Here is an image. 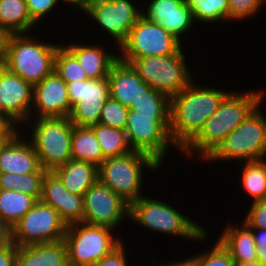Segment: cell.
Returning a JSON list of instances; mask_svg holds the SVG:
<instances>
[{
    "instance_id": "obj_1",
    "label": "cell",
    "mask_w": 266,
    "mask_h": 266,
    "mask_svg": "<svg viewBox=\"0 0 266 266\" xmlns=\"http://www.w3.org/2000/svg\"><path fill=\"white\" fill-rule=\"evenodd\" d=\"M259 90L231 91L204 123L199 133L181 150L184 157L191 159L199 153L198 156L205 162L225 137L234 131L258 105L263 104L266 92Z\"/></svg>"
},
{
    "instance_id": "obj_2",
    "label": "cell",
    "mask_w": 266,
    "mask_h": 266,
    "mask_svg": "<svg viewBox=\"0 0 266 266\" xmlns=\"http://www.w3.org/2000/svg\"><path fill=\"white\" fill-rule=\"evenodd\" d=\"M194 81L171 98L170 135L180 150L199 133L230 93Z\"/></svg>"
},
{
    "instance_id": "obj_3",
    "label": "cell",
    "mask_w": 266,
    "mask_h": 266,
    "mask_svg": "<svg viewBox=\"0 0 266 266\" xmlns=\"http://www.w3.org/2000/svg\"><path fill=\"white\" fill-rule=\"evenodd\" d=\"M129 220L161 235H175L194 242H204L209 235L207 229L181 213V210L151 196H142L130 205Z\"/></svg>"
},
{
    "instance_id": "obj_4",
    "label": "cell",
    "mask_w": 266,
    "mask_h": 266,
    "mask_svg": "<svg viewBox=\"0 0 266 266\" xmlns=\"http://www.w3.org/2000/svg\"><path fill=\"white\" fill-rule=\"evenodd\" d=\"M37 38V39H35ZM31 33L10 34L6 45L5 68L32 86L54 72L55 55L62 44L43 42Z\"/></svg>"
},
{
    "instance_id": "obj_5",
    "label": "cell",
    "mask_w": 266,
    "mask_h": 266,
    "mask_svg": "<svg viewBox=\"0 0 266 266\" xmlns=\"http://www.w3.org/2000/svg\"><path fill=\"white\" fill-rule=\"evenodd\" d=\"M23 127L24 131L27 130V139L37 152L41 167L47 172H53L72 159L71 137L74 124L69 117L30 118Z\"/></svg>"
},
{
    "instance_id": "obj_6",
    "label": "cell",
    "mask_w": 266,
    "mask_h": 266,
    "mask_svg": "<svg viewBox=\"0 0 266 266\" xmlns=\"http://www.w3.org/2000/svg\"><path fill=\"white\" fill-rule=\"evenodd\" d=\"M160 167L151 156L133 150L122 156L106 158L98 167V179L131 205L144 196L143 171L156 172Z\"/></svg>"
},
{
    "instance_id": "obj_7",
    "label": "cell",
    "mask_w": 266,
    "mask_h": 266,
    "mask_svg": "<svg viewBox=\"0 0 266 266\" xmlns=\"http://www.w3.org/2000/svg\"><path fill=\"white\" fill-rule=\"evenodd\" d=\"M258 105L244 121L205 160L255 161L266 159V117Z\"/></svg>"
},
{
    "instance_id": "obj_8",
    "label": "cell",
    "mask_w": 266,
    "mask_h": 266,
    "mask_svg": "<svg viewBox=\"0 0 266 266\" xmlns=\"http://www.w3.org/2000/svg\"><path fill=\"white\" fill-rule=\"evenodd\" d=\"M114 233L110 228L84 222L67 225L64 241L71 266H93L110 254L123 242Z\"/></svg>"
},
{
    "instance_id": "obj_9",
    "label": "cell",
    "mask_w": 266,
    "mask_h": 266,
    "mask_svg": "<svg viewBox=\"0 0 266 266\" xmlns=\"http://www.w3.org/2000/svg\"><path fill=\"white\" fill-rule=\"evenodd\" d=\"M184 48L176 54L137 58L130 64L151 88L172 98L195 79L186 62Z\"/></svg>"
},
{
    "instance_id": "obj_10",
    "label": "cell",
    "mask_w": 266,
    "mask_h": 266,
    "mask_svg": "<svg viewBox=\"0 0 266 266\" xmlns=\"http://www.w3.org/2000/svg\"><path fill=\"white\" fill-rule=\"evenodd\" d=\"M124 131L134 151L151 156L161 166L171 146L181 153L170 135V116L135 115L129 109Z\"/></svg>"
},
{
    "instance_id": "obj_11",
    "label": "cell",
    "mask_w": 266,
    "mask_h": 266,
    "mask_svg": "<svg viewBox=\"0 0 266 266\" xmlns=\"http://www.w3.org/2000/svg\"><path fill=\"white\" fill-rule=\"evenodd\" d=\"M184 45L158 23L143 16L132 27L126 40L120 45L118 58L127 63L148 56L176 54Z\"/></svg>"
},
{
    "instance_id": "obj_12",
    "label": "cell",
    "mask_w": 266,
    "mask_h": 266,
    "mask_svg": "<svg viewBox=\"0 0 266 266\" xmlns=\"http://www.w3.org/2000/svg\"><path fill=\"white\" fill-rule=\"evenodd\" d=\"M66 229V223L54 208L37 201L13 226L12 240L17 247L57 242L64 240Z\"/></svg>"
},
{
    "instance_id": "obj_13",
    "label": "cell",
    "mask_w": 266,
    "mask_h": 266,
    "mask_svg": "<svg viewBox=\"0 0 266 266\" xmlns=\"http://www.w3.org/2000/svg\"><path fill=\"white\" fill-rule=\"evenodd\" d=\"M141 6L131 0H95L84 14L113 39L111 41L116 44L113 46L116 49L126 40L132 27L142 17Z\"/></svg>"
},
{
    "instance_id": "obj_14",
    "label": "cell",
    "mask_w": 266,
    "mask_h": 266,
    "mask_svg": "<svg viewBox=\"0 0 266 266\" xmlns=\"http://www.w3.org/2000/svg\"><path fill=\"white\" fill-rule=\"evenodd\" d=\"M83 204L87 224L117 230L129 219L130 205L99 179L83 195Z\"/></svg>"
},
{
    "instance_id": "obj_15",
    "label": "cell",
    "mask_w": 266,
    "mask_h": 266,
    "mask_svg": "<svg viewBox=\"0 0 266 266\" xmlns=\"http://www.w3.org/2000/svg\"><path fill=\"white\" fill-rule=\"evenodd\" d=\"M67 88L72 107L71 122L78 127L98 124L102 107L109 98L107 78L67 83Z\"/></svg>"
},
{
    "instance_id": "obj_16",
    "label": "cell",
    "mask_w": 266,
    "mask_h": 266,
    "mask_svg": "<svg viewBox=\"0 0 266 266\" xmlns=\"http://www.w3.org/2000/svg\"><path fill=\"white\" fill-rule=\"evenodd\" d=\"M33 86L5 67L0 68V117H7L22 129L30 119Z\"/></svg>"
},
{
    "instance_id": "obj_17",
    "label": "cell",
    "mask_w": 266,
    "mask_h": 266,
    "mask_svg": "<svg viewBox=\"0 0 266 266\" xmlns=\"http://www.w3.org/2000/svg\"><path fill=\"white\" fill-rule=\"evenodd\" d=\"M71 110L67 84L55 71L33 86L30 118L69 117Z\"/></svg>"
},
{
    "instance_id": "obj_18",
    "label": "cell",
    "mask_w": 266,
    "mask_h": 266,
    "mask_svg": "<svg viewBox=\"0 0 266 266\" xmlns=\"http://www.w3.org/2000/svg\"><path fill=\"white\" fill-rule=\"evenodd\" d=\"M142 6V16L158 23L180 42L185 34L193 30L194 17L184 0H149Z\"/></svg>"
},
{
    "instance_id": "obj_19",
    "label": "cell",
    "mask_w": 266,
    "mask_h": 266,
    "mask_svg": "<svg viewBox=\"0 0 266 266\" xmlns=\"http://www.w3.org/2000/svg\"><path fill=\"white\" fill-rule=\"evenodd\" d=\"M40 201L54 208L66 225L83 221V196L68 191L53 172L43 178Z\"/></svg>"
},
{
    "instance_id": "obj_20",
    "label": "cell",
    "mask_w": 266,
    "mask_h": 266,
    "mask_svg": "<svg viewBox=\"0 0 266 266\" xmlns=\"http://www.w3.org/2000/svg\"><path fill=\"white\" fill-rule=\"evenodd\" d=\"M23 132V129H19L3 145L0 151V173L30 174L41 168L37 152Z\"/></svg>"
},
{
    "instance_id": "obj_21",
    "label": "cell",
    "mask_w": 266,
    "mask_h": 266,
    "mask_svg": "<svg viewBox=\"0 0 266 266\" xmlns=\"http://www.w3.org/2000/svg\"><path fill=\"white\" fill-rule=\"evenodd\" d=\"M107 80L109 97L127 108L151 88L130 63L119 58L112 64Z\"/></svg>"
},
{
    "instance_id": "obj_22",
    "label": "cell",
    "mask_w": 266,
    "mask_h": 266,
    "mask_svg": "<svg viewBox=\"0 0 266 266\" xmlns=\"http://www.w3.org/2000/svg\"><path fill=\"white\" fill-rule=\"evenodd\" d=\"M92 44L72 41L64 46L77 58L88 79L107 78L118 54L113 52L114 49L106 51L104 45Z\"/></svg>"
},
{
    "instance_id": "obj_23",
    "label": "cell",
    "mask_w": 266,
    "mask_h": 266,
    "mask_svg": "<svg viewBox=\"0 0 266 266\" xmlns=\"http://www.w3.org/2000/svg\"><path fill=\"white\" fill-rule=\"evenodd\" d=\"M15 266H71L64 240L17 247Z\"/></svg>"
},
{
    "instance_id": "obj_24",
    "label": "cell",
    "mask_w": 266,
    "mask_h": 266,
    "mask_svg": "<svg viewBox=\"0 0 266 266\" xmlns=\"http://www.w3.org/2000/svg\"><path fill=\"white\" fill-rule=\"evenodd\" d=\"M217 239L229 251L235 262H248L257 259V248L252 231L242 226L228 223Z\"/></svg>"
},
{
    "instance_id": "obj_25",
    "label": "cell",
    "mask_w": 266,
    "mask_h": 266,
    "mask_svg": "<svg viewBox=\"0 0 266 266\" xmlns=\"http://www.w3.org/2000/svg\"><path fill=\"white\" fill-rule=\"evenodd\" d=\"M53 173L68 191L82 196L98 180V167L95 164L72 159Z\"/></svg>"
},
{
    "instance_id": "obj_26",
    "label": "cell",
    "mask_w": 266,
    "mask_h": 266,
    "mask_svg": "<svg viewBox=\"0 0 266 266\" xmlns=\"http://www.w3.org/2000/svg\"><path fill=\"white\" fill-rule=\"evenodd\" d=\"M36 24L31 20L26 0H0V29L9 34L29 33Z\"/></svg>"
},
{
    "instance_id": "obj_27",
    "label": "cell",
    "mask_w": 266,
    "mask_h": 266,
    "mask_svg": "<svg viewBox=\"0 0 266 266\" xmlns=\"http://www.w3.org/2000/svg\"><path fill=\"white\" fill-rule=\"evenodd\" d=\"M72 160L90 162L99 167L103 162V152L91 127L74 125L71 137Z\"/></svg>"
},
{
    "instance_id": "obj_28",
    "label": "cell",
    "mask_w": 266,
    "mask_h": 266,
    "mask_svg": "<svg viewBox=\"0 0 266 266\" xmlns=\"http://www.w3.org/2000/svg\"><path fill=\"white\" fill-rule=\"evenodd\" d=\"M36 202L33 197L21 191L0 189V216L13 228Z\"/></svg>"
},
{
    "instance_id": "obj_29",
    "label": "cell",
    "mask_w": 266,
    "mask_h": 266,
    "mask_svg": "<svg viewBox=\"0 0 266 266\" xmlns=\"http://www.w3.org/2000/svg\"><path fill=\"white\" fill-rule=\"evenodd\" d=\"M244 163V164H242ZM243 167L241 171V187L244 188V194L253 201L266 200V160L245 161L237 163Z\"/></svg>"
},
{
    "instance_id": "obj_30",
    "label": "cell",
    "mask_w": 266,
    "mask_h": 266,
    "mask_svg": "<svg viewBox=\"0 0 266 266\" xmlns=\"http://www.w3.org/2000/svg\"><path fill=\"white\" fill-rule=\"evenodd\" d=\"M91 128L101 146L103 161L106 158L122 156L133 151L124 130L99 123L92 125Z\"/></svg>"
},
{
    "instance_id": "obj_31",
    "label": "cell",
    "mask_w": 266,
    "mask_h": 266,
    "mask_svg": "<svg viewBox=\"0 0 266 266\" xmlns=\"http://www.w3.org/2000/svg\"><path fill=\"white\" fill-rule=\"evenodd\" d=\"M129 109L135 111V115L170 116L171 98L150 88L133 101Z\"/></svg>"
},
{
    "instance_id": "obj_32",
    "label": "cell",
    "mask_w": 266,
    "mask_h": 266,
    "mask_svg": "<svg viewBox=\"0 0 266 266\" xmlns=\"http://www.w3.org/2000/svg\"><path fill=\"white\" fill-rule=\"evenodd\" d=\"M184 2L190 7L197 24L228 21V0H184Z\"/></svg>"
},
{
    "instance_id": "obj_33",
    "label": "cell",
    "mask_w": 266,
    "mask_h": 266,
    "mask_svg": "<svg viewBox=\"0 0 266 266\" xmlns=\"http://www.w3.org/2000/svg\"><path fill=\"white\" fill-rule=\"evenodd\" d=\"M54 71L66 84L88 79L79 61L64 46V43L56 52Z\"/></svg>"
},
{
    "instance_id": "obj_34",
    "label": "cell",
    "mask_w": 266,
    "mask_h": 266,
    "mask_svg": "<svg viewBox=\"0 0 266 266\" xmlns=\"http://www.w3.org/2000/svg\"><path fill=\"white\" fill-rule=\"evenodd\" d=\"M128 110L129 108L109 97L102 107L99 124L125 130Z\"/></svg>"
},
{
    "instance_id": "obj_35",
    "label": "cell",
    "mask_w": 266,
    "mask_h": 266,
    "mask_svg": "<svg viewBox=\"0 0 266 266\" xmlns=\"http://www.w3.org/2000/svg\"><path fill=\"white\" fill-rule=\"evenodd\" d=\"M264 4L265 0H228V23L252 18Z\"/></svg>"
},
{
    "instance_id": "obj_36",
    "label": "cell",
    "mask_w": 266,
    "mask_h": 266,
    "mask_svg": "<svg viewBox=\"0 0 266 266\" xmlns=\"http://www.w3.org/2000/svg\"><path fill=\"white\" fill-rule=\"evenodd\" d=\"M210 249L199 252V266H235L229 251L216 238Z\"/></svg>"
},
{
    "instance_id": "obj_37",
    "label": "cell",
    "mask_w": 266,
    "mask_h": 266,
    "mask_svg": "<svg viewBox=\"0 0 266 266\" xmlns=\"http://www.w3.org/2000/svg\"><path fill=\"white\" fill-rule=\"evenodd\" d=\"M47 171L42 167L34 173L17 174L16 190L40 201L42 195V181Z\"/></svg>"
},
{
    "instance_id": "obj_38",
    "label": "cell",
    "mask_w": 266,
    "mask_h": 266,
    "mask_svg": "<svg viewBox=\"0 0 266 266\" xmlns=\"http://www.w3.org/2000/svg\"><path fill=\"white\" fill-rule=\"evenodd\" d=\"M64 3L63 0H26V6L31 20L39 25L41 20H43L51 11L58 9L57 4ZM57 6V7H56ZM43 18V19H42ZM38 23V24H37Z\"/></svg>"
},
{
    "instance_id": "obj_39",
    "label": "cell",
    "mask_w": 266,
    "mask_h": 266,
    "mask_svg": "<svg viewBox=\"0 0 266 266\" xmlns=\"http://www.w3.org/2000/svg\"><path fill=\"white\" fill-rule=\"evenodd\" d=\"M244 218L242 223L248 228L266 229V200L252 202Z\"/></svg>"
},
{
    "instance_id": "obj_40",
    "label": "cell",
    "mask_w": 266,
    "mask_h": 266,
    "mask_svg": "<svg viewBox=\"0 0 266 266\" xmlns=\"http://www.w3.org/2000/svg\"><path fill=\"white\" fill-rule=\"evenodd\" d=\"M124 242H122L116 249L110 254L106 255L100 261L95 263L93 266H129L127 259V250H125Z\"/></svg>"
},
{
    "instance_id": "obj_41",
    "label": "cell",
    "mask_w": 266,
    "mask_h": 266,
    "mask_svg": "<svg viewBox=\"0 0 266 266\" xmlns=\"http://www.w3.org/2000/svg\"><path fill=\"white\" fill-rule=\"evenodd\" d=\"M17 246L11 245L0 249V266H15Z\"/></svg>"
},
{
    "instance_id": "obj_42",
    "label": "cell",
    "mask_w": 266,
    "mask_h": 266,
    "mask_svg": "<svg viewBox=\"0 0 266 266\" xmlns=\"http://www.w3.org/2000/svg\"><path fill=\"white\" fill-rule=\"evenodd\" d=\"M18 130L7 117H0V140H9Z\"/></svg>"
},
{
    "instance_id": "obj_43",
    "label": "cell",
    "mask_w": 266,
    "mask_h": 266,
    "mask_svg": "<svg viewBox=\"0 0 266 266\" xmlns=\"http://www.w3.org/2000/svg\"><path fill=\"white\" fill-rule=\"evenodd\" d=\"M12 243V228L0 216V249Z\"/></svg>"
},
{
    "instance_id": "obj_44",
    "label": "cell",
    "mask_w": 266,
    "mask_h": 266,
    "mask_svg": "<svg viewBox=\"0 0 266 266\" xmlns=\"http://www.w3.org/2000/svg\"><path fill=\"white\" fill-rule=\"evenodd\" d=\"M254 236L257 252L266 253V229L249 228Z\"/></svg>"
},
{
    "instance_id": "obj_45",
    "label": "cell",
    "mask_w": 266,
    "mask_h": 266,
    "mask_svg": "<svg viewBox=\"0 0 266 266\" xmlns=\"http://www.w3.org/2000/svg\"><path fill=\"white\" fill-rule=\"evenodd\" d=\"M17 174L14 173H0V189L16 190Z\"/></svg>"
},
{
    "instance_id": "obj_46",
    "label": "cell",
    "mask_w": 266,
    "mask_h": 266,
    "mask_svg": "<svg viewBox=\"0 0 266 266\" xmlns=\"http://www.w3.org/2000/svg\"><path fill=\"white\" fill-rule=\"evenodd\" d=\"M159 266H199V254H197V255L193 254V256L187 257V258L185 257L180 262L178 260L176 262L172 261V263L171 262L169 263V261H168L166 264L164 262H163V264L159 263Z\"/></svg>"
},
{
    "instance_id": "obj_47",
    "label": "cell",
    "mask_w": 266,
    "mask_h": 266,
    "mask_svg": "<svg viewBox=\"0 0 266 266\" xmlns=\"http://www.w3.org/2000/svg\"><path fill=\"white\" fill-rule=\"evenodd\" d=\"M9 35L5 30L0 29V68L5 66L6 45Z\"/></svg>"
},
{
    "instance_id": "obj_48",
    "label": "cell",
    "mask_w": 266,
    "mask_h": 266,
    "mask_svg": "<svg viewBox=\"0 0 266 266\" xmlns=\"http://www.w3.org/2000/svg\"><path fill=\"white\" fill-rule=\"evenodd\" d=\"M65 5L76 8L79 11L85 12L95 0H63Z\"/></svg>"
},
{
    "instance_id": "obj_49",
    "label": "cell",
    "mask_w": 266,
    "mask_h": 266,
    "mask_svg": "<svg viewBox=\"0 0 266 266\" xmlns=\"http://www.w3.org/2000/svg\"><path fill=\"white\" fill-rule=\"evenodd\" d=\"M235 266H264V265L256 259L248 262H235Z\"/></svg>"
},
{
    "instance_id": "obj_50",
    "label": "cell",
    "mask_w": 266,
    "mask_h": 266,
    "mask_svg": "<svg viewBox=\"0 0 266 266\" xmlns=\"http://www.w3.org/2000/svg\"><path fill=\"white\" fill-rule=\"evenodd\" d=\"M257 260L266 266V253L257 252Z\"/></svg>"
},
{
    "instance_id": "obj_51",
    "label": "cell",
    "mask_w": 266,
    "mask_h": 266,
    "mask_svg": "<svg viewBox=\"0 0 266 266\" xmlns=\"http://www.w3.org/2000/svg\"><path fill=\"white\" fill-rule=\"evenodd\" d=\"M8 140H0V151L3 147V145L7 142Z\"/></svg>"
}]
</instances>
